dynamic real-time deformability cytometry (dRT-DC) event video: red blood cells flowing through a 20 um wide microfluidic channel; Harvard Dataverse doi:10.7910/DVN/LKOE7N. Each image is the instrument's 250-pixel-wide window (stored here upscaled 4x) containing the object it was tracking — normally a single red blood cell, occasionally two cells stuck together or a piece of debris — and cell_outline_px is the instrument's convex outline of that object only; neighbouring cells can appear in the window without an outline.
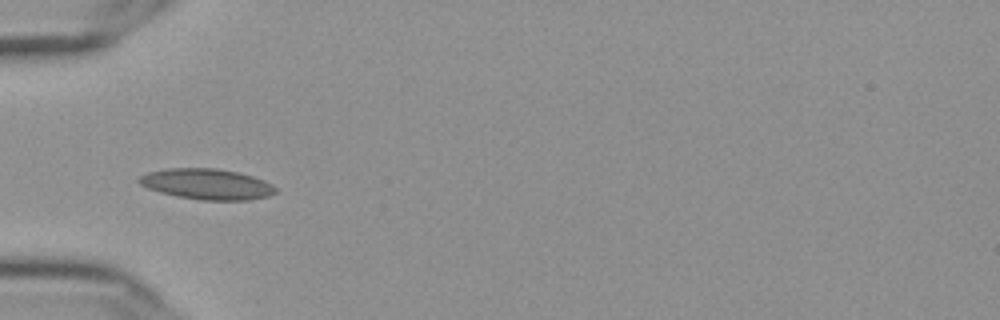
{"species": "Egyptian fruit bat (a non-hibernating species)", "species_latin": "Rousettus aegyptiacus", "temperature_condition": "cold", "stored_images_in_passage": 39, "camera_frame_rate_fps": 3000, "um_per_image_px": 0.085, "frame": {"image": 1, "passage_image": 1, "time_ms": 0.0, "image_size_px": [1000, 320], "cell_outline_px": [[276, 192], [268, 196], [248, 200], [200, 200], [176, 196], [160, 192], [148, 188], [140, 184], [136, 180], [140, 176], [148, 172], [168, 168], [216, 168], [240, 172], [264, 180], [272, 184], [276, 188]], "centroid_in_image_um": [17.58, 15.64], "position_along_channel_um": 67.4, "area_um2": 24.51}}
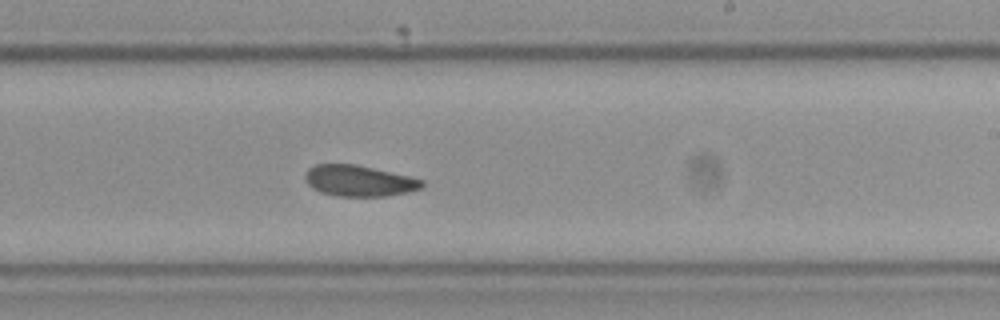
{"frame": {"image": 2, "passage_image": 17, "time_ms": 5.333, "image_size_px": [1000, 320], "cell_outline_px": [[424, 184], [420, 188], [408, 192], [388, 196], [336, 196], [320, 192], [312, 188], [308, 184], [304, 176], [308, 168], [316, 164], [356, 164], [408, 176], [424, 180]], "centroid_in_image_um": [30.49, 15.37], "position_along_channel_um": 258.5, "area_um2": 21.1}}
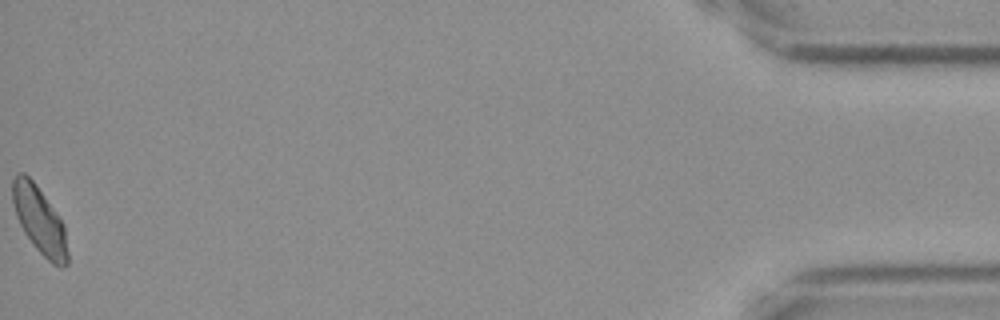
{"frame": {"image": 3, "passage_image": 39, "time_ms": 12.667, "image_size_px": [1000, 320], "cell_outline_px": [[68, 264], [64, 268], [60, 268], [52, 264], [32, 244], [24, 232], [16, 216], [12, 200], [12, 180], [16, 172], [24, 172], [36, 184], [64, 224], [68, 252]], "centroid_in_image_um": [3.36, 18.73], "position_along_channel_um": 431.8, "area_um2": 21.62}, "authors_computed_cell_mechanics": {"area_um2": 21.5594, "velocity_mm_per_s": 3.604, "shape_relaxation_time_tau1_ms": null, "shape_relaxation_time_tau2_ms": 5.6762, "deformation_change_tau1": null, "deformation_change_tau2": 0.1004}}